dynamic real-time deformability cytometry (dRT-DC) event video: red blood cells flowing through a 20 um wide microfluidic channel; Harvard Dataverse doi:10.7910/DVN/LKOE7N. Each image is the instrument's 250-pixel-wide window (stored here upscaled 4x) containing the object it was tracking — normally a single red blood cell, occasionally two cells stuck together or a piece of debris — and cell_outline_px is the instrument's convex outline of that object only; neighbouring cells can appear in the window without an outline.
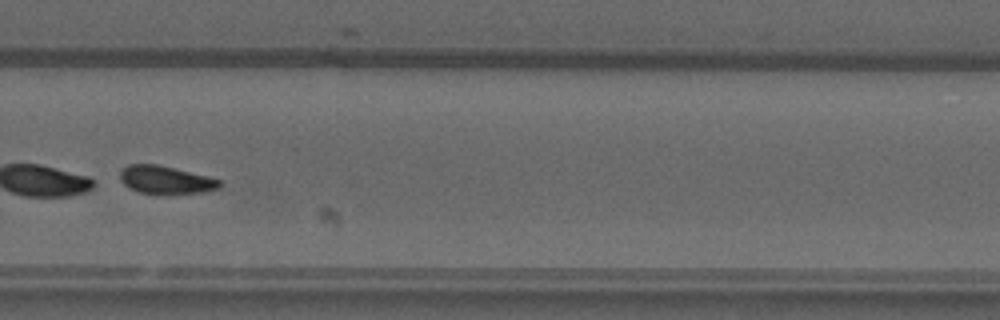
{"species": "common noctule bat (a hibernating species)", "species_latin": "Nyctalus noctula", "temperature_condition": "warm", "stored_images_in_passage": 46, "camera_frame_rate_fps": 3000, "um_per_image_px": 0.085, "animal": {"sex": "male", "forearm_length_mm": 52.5}, "frame": {"image": 1, "passage_image": 30, "time_ms": 9.667, "image_size_px": [1000, 320], "cell_outline_px": [[224, 184], [220, 188], [204, 192], [140, 192], [128, 188], [120, 180], [120, 172], [128, 164], [156, 164], [224, 180]], "centroid_in_image_um": [14.12, 15.27], "position_along_channel_um": 315.7, "area_um2": 15.84}, "authors_computed_cell_mechanics": {"area_um2": 28.0908, "velocity_mm_per_s": 3.7873, "shape_relaxation_time_tau1_ms": 1.4404, "shape_relaxation_time_tau2_ms": 5.1045, "deformation_change_tau1": 0.2623, "deformation_change_tau2": 0.1255}}